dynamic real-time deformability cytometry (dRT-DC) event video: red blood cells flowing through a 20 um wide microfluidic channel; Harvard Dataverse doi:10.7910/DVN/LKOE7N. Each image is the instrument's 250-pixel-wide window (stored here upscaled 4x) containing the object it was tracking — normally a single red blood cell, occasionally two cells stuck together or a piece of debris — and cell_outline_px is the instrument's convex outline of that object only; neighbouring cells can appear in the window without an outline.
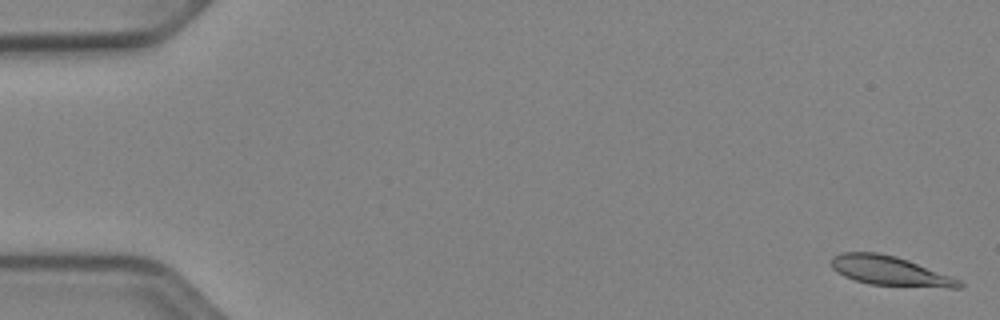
{"species": "Egyptian fruit bat (a non-hibernating species)", "species_latin": "Rousettus aegyptiacus", "temperature_condition": "cold", "stored_images_in_passage": 52, "camera_frame_rate_fps": 3000, "um_per_image_px": 0.085, "animal": {"sex": "female"}, "frame": {"image": 1, "passage_image": 1, "time_ms": 0.0, "image_size_px": [1000, 320], "cell_outline_px": [[964, 284], [960, 288], [948, 288], [868, 284], [844, 276], [832, 268], [832, 256], [840, 252], [876, 252], [896, 256], [908, 260], [960, 280]], "centroid_in_image_um": [75.63, 23.02], "position_along_channel_um": 9.4, "area_um2": 21.79}}
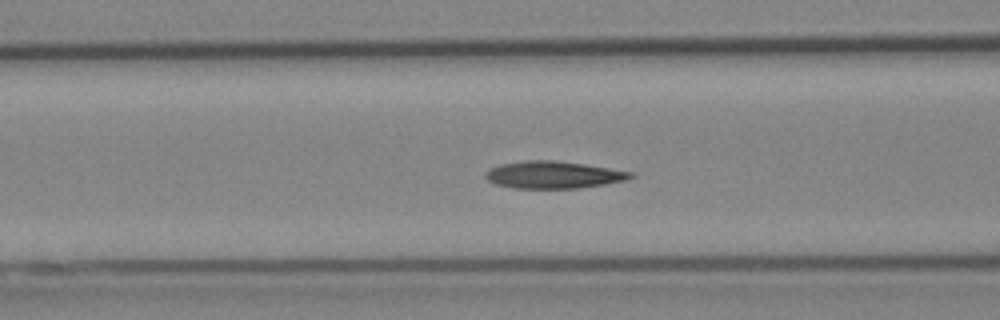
{"frame": {"image": 2, "passage_image": 21, "time_ms": 6.667, "image_size_px": [1000, 320], "cell_outline_px": [[636, 176], [628, 180], [604, 184], [576, 188], [512, 188], [496, 184], [488, 180], [484, 176], [484, 172], [488, 168], [500, 164], [524, 160], [556, 160], [584, 164], [636, 172]], "centroid_in_image_um": [47.05, 14.85], "position_along_channel_um": 119.6, "area_um2": 23.29}}
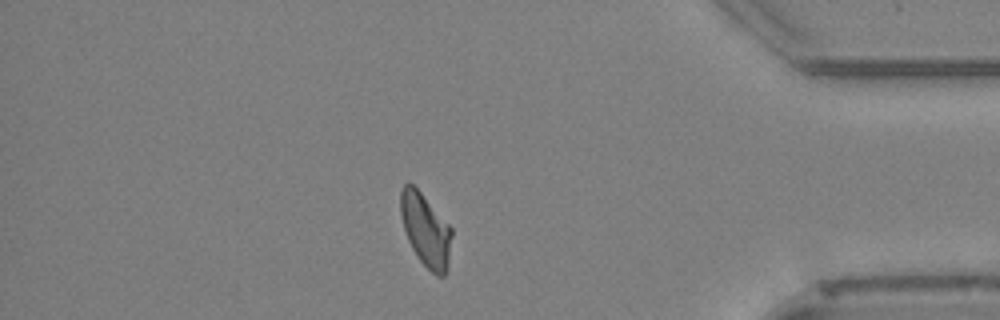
{"frame": {"image": 3, "passage_image": 45, "time_ms": 14.667, "image_size_px": [1000, 320], "cell_outline_px": [[452, 236], [448, 268], [444, 276], [436, 276], [420, 260], [412, 248], [408, 240], [404, 228], [400, 212], [400, 192], [404, 184], [408, 180], [420, 192], [452, 228]], "centroid_in_image_um": [36.18, 19.55], "position_along_channel_um": 399.0, "area_um2": 21.56}, "authors_computed_cell_mechanics": {"area_um2": 22.3108, "velocity_mm_per_s": 3.8927, "shape_relaxation_time_tau1_ms": 5.6901, "shape_relaxation_time_tau2_ms": 2.9745, "deformation_change_tau1": 0.1684, "deformation_change_tau2": 0.0943}}